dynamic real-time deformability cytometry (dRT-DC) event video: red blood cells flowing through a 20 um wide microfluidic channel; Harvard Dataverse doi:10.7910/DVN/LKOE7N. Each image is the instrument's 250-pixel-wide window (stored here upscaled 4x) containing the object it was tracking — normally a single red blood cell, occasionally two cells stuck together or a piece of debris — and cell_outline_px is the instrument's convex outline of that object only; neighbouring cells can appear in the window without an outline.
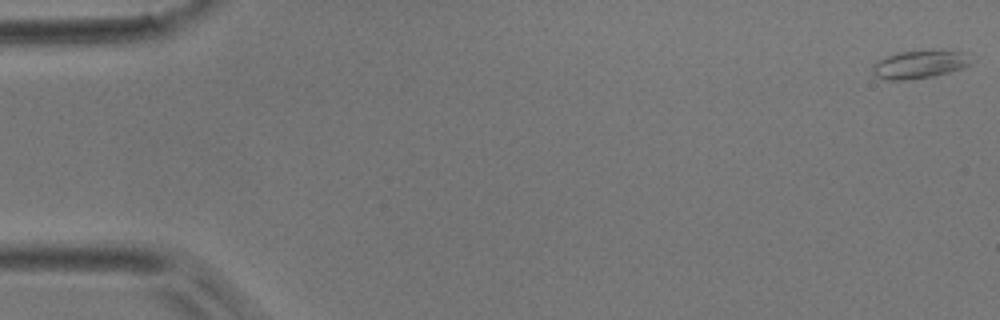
{"species": "common noctule bat (a hibernating species)", "species_latin": "Nyctalus noctula", "temperature_condition": "room temperature", "stored_images_in_passage": 52, "camera_frame_rate_fps": 3000, "um_per_image_px": 0.085, "animal": {"sex": "male", "body_mass_g": 17.9}, "frame": {"image": 1, "passage_image": 1, "time_ms": 0.0, "image_size_px": [1000, 320], "cell_outline_px": [[976, 60], [972, 64], [948, 72], [932, 76], [904, 80], [888, 80], [876, 76], [872, 72], [872, 64], [876, 60], [896, 52], [968, 52]], "centroid_in_image_um": [78.16, 5.48], "position_along_channel_um": 6.8, "area_um2": 15.9}}
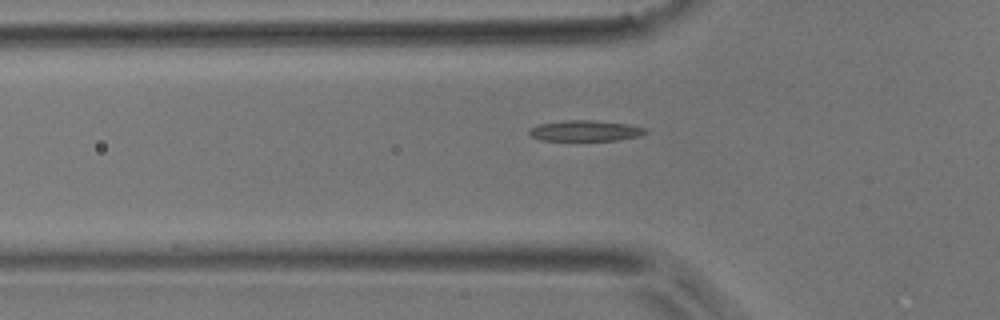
{"frame": {"image": 2, "passage_image": 17, "time_ms": 5.333, "image_size_px": [1000, 320], "cell_outline_px": [[648, 132], [640, 136], [616, 140], [540, 140], [532, 136], [528, 132], [528, 128], [540, 124], [564, 120], [596, 120], [632, 124], [648, 128]], "centroid_in_image_um": [49.8, 11.1], "position_along_channel_um": 76.0, "area_um2": 14.28}}
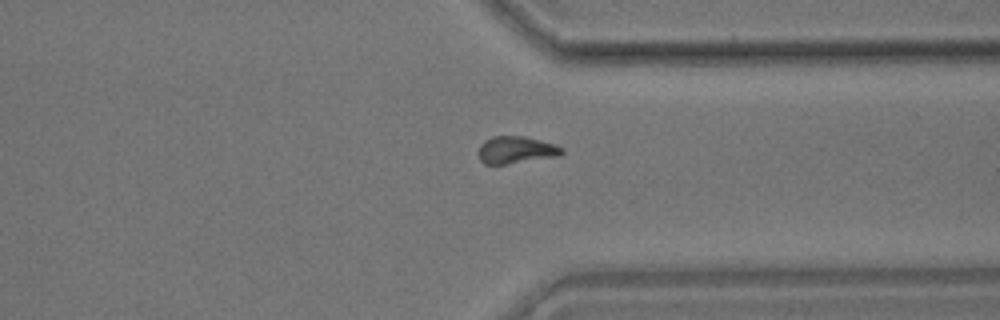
{"frame": {"image": 3, "passage_image": 39, "time_ms": 12.667, "image_size_px": [1000, 320], "cell_outline_px": [[564, 152], [560, 156], [504, 164], [484, 164], [480, 160], [480, 144], [484, 140], [492, 136], [524, 136], [556, 144], [564, 148]], "centroid_in_image_um": [43.9, 12.73], "position_along_channel_um": 367.5, "area_um2": 13.24}}